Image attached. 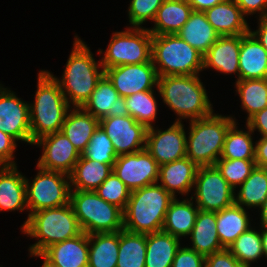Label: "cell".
I'll return each mask as SVG.
<instances>
[{
    "label": "cell",
    "instance_id": "obj_1",
    "mask_svg": "<svg viewBox=\"0 0 267 267\" xmlns=\"http://www.w3.org/2000/svg\"><path fill=\"white\" fill-rule=\"evenodd\" d=\"M65 69L60 77L47 70L59 83L65 99L71 107H83L104 75L100 58L97 60L90 47L77 33Z\"/></svg>",
    "mask_w": 267,
    "mask_h": 267
},
{
    "label": "cell",
    "instance_id": "obj_2",
    "mask_svg": "<svg viewBox=\"0 0 267 267\" xmlns=\"http://www.w3.org/2000/svg\"><path fill=\"white\" fill-rule=\"evenodd\" d=\"M200 78V74L158 78L159 99L174 112L176 122L205 118L215 112L205 83Z\"/></svg>",
    "mask_w": 267,
    "mask_h": 267
},
{
    "label": "cell",
    "instance_id": "obj_3",
    "mask_svg": "<svg viewBox=\"0 0 267 267\" xmlns=\"http://www.w3.org/2000/svg\"><path fill=\"white\" fill-rule=\"evenodd\" d=\"M38 72L34 100L28 102L32 146L39 138L61 131L72 108L53 76L45 69Z\"/></svg>",
    "mask_w": 267,
    "mask_h": 267
},
{
    "label": "cell",
    "instance_id": "obj_4",
    "mask_svg": "<svg viewBox=\"0 0 267 267\" xmlns=\"http://www.w3.org/2000/svg\"><path fill=\"white\" fill-rule=\"evenodd\" d=\"M20 232L36 240L27 250L32 258L39 256L49 246L76 237L83 231L69 203L31 213Z\"/></svg>",
    "mask_w": 267,
    "mask_h": 267
},
{
    "label": "cell",
    "instance_id": "obj_5",
    "mask_svg": "<svg viewBox=\"0 0 267 267\" xmlns=\"http://www.w3.org/2000/svg\"><path fill=\"white\" fill-rule=\"evenodd\" d=\"M213 113L188 121L186 157L199 166H214L219 160L228 129L238 120L235 116Z\"/></svg>",
    "mask_w": 267,
    "mask_h": 267
},
{
    "label": "cell",
    "instance_id": "obj_6",
    "mask_svg": "<svg viewBox=\"0 0 267 267\" xmlns=\"http://www.w3.org/2000/svg\"><path fill=\"white\" fill-rule=\"evenodd\" d=\"M173 199L158 183L131 191L123 211V229L142 234L161 231Z\"/></svg>",
    "mask_w": 267,
    "mask_h": 267
},
{
    "label": "cell",
    "instance_id": "obj_7",
    "mask_svg": "<svg viewBox=\"0 0 267 267\" xmlns=\"http://www.w3.org/2000/svg\"><path fill=\"white\" fill-rule=\"evenodd\" d=\"M151 60L158 77L203 72V54L177 34L152 35Z\"/></svg>",
    "mask_w": 267,
    "mask_h": 267
},
{
    "label": "cell",
    "instance_id": "obj_8",
    "mask_svg": "<svg viewBox=\"0 0 267 267\" xmlns=\"http://www.w3.org/2000/svg\"><path fill=\"white\" fill-rule=\"evenodd\" d=\"M70 204L83 232L114 233L123 229V210L95 191L71 190Z\"/></svg>",
    "mask_w": 267,
    "mask_h": 267
},
{
    "label": "cell",
    "instance_id": "obj_9",
    "mask_svg": "<svg viewBox=\"0 0 267 267\" xmlns=\"http://www.w3.org/2000/svg\"><path fill=\"white\" fill-rule=\"evenodd\" d=\"M125 29L112 32L106 50L99 48L95 53L100 55L104 70L115 66L152 62V34L149 30L146 27L127 26Z\"/></svg>",
    "mask_w": 267,
    "mask_h": 267
},
{
    "label": "cell",
    "instance_id": "obj_10",
    "mask_svg": "<svg viewBox=\"0 0 267 267\" xmlns=\"http://www.w3.org/2000/svg\"><path fill=\"white\" fill-rule=\"evenodd\" d=\"M36 168L37 172L33 179L25 176L29 215L42 209L69 204L70 176L62 172L42 169L38 165Z\"/></svg>",
    "mask_w": 267,
    "mask_h": 267
},
{
    "label": "cell",
    "instance_id": "obj_11",
    "mask_svg": "<svg viewBox=\"0 0 267 267\" xmlns=\"http://www.w3.org/2000/svg\"><path fill=\"white\" fill-rule=\"evenodd\" d=\"M191 198L201 211L217 212L235 203L234 189L215 166H199Z\"/></svg>",
    "mask_w": 267,
    "mask_h": 267
},
{
    "label": "cell",
    "instance_id": "obj_12",
    "mask_svg": "<svg viewBox=\"0 0 267 267\" xmlns=\"http://www.w3.org/2000/svg\"><path fill=\"white\" fill-rule=\"evenodd\" d=\"M0 130L17 142L32 145L29 103L0 82Z\"/></svg>",
    "mask_w": 267,
    "mask_h": 267
},
{
    "label": "cell",
    "instance_id": "obj_13",
    "mask_svg": "<svg viewBox=\"0 0 267 267\" xmlns=\"http://www.w3.org/2000/svg\"><path fill=\"white\" fill-rule=\"evenodd\" d=\"M172 123L167 129L155 125L147 131L145 149L159 166L186 157L187 127L184 121Z\"/></svg>",
    "mask_w": 267,
    "mask_h": 267
},
{
    "label": "cell",
    "instance_id": "obj_14",
    "mask_svg": "<svg viewBox=\"0 0 267 267\" xmlns=\"http://www.w3.org/2000/svg\"><path fill=\"white\" fill-rule=\"evenodd\" d=\"M112 171L130 191L156 184L159 178V165L145 148L118 156Z\"/></svg>",
    "mask_w": 267,
    "mask_h": 267
},
{
    "label": "cell",
    "instance_id": "obj_15",
    "mask_svg": "<svg viewBox=\"0 0 267 267\" xmlns=\"http://www.w3.org/2000/svg\"><path fill=\"white\" fill-rule=\"evenodd\" d=\"M40 148L36 165L50 171L70 175L81 154L61 131L45 135L34 142Z\"/></svg>",
    "mask_w": 267,
    "mask_h": 267
},
{
    "label": "cell",
    "instance_id": "obj_16",
    "mask_svg": "<svg viewBox=\"0 0 267 267\" xmlns=\"http://www.w3.org/2000/svg\"><path fill=\"white\" fill-rule=\"evenodd\" d=\"M99 125L110 138L117 156L138 152L145 148L148 128L133 117H103Z\"/></svg>",
    "mask_w": 267,
    "mask_h": 267
},
{
    "label": "cell",
    "instance_id": "obj_17",
    "mask_svg": "<svg viewBox=\"0 0 267 267\" xmlns=\"http://www.w3.org/2000/svg\"><path fill=\"white\" fill-rule=\"evenodd\" d=\"M121 97L154 90L158 86V74L152 62L121 65L104 70Z\"/></svg>",
    "mask_w": 267,
    "mask_h": 267
},
{
    "label": "cell",
    "instance_id": "obj_18",
    "mask_svg": "<svg viewBox=\"0 0 267 267\" xmlns=\"http://www.w3.org/2000/svg\"><path fill=\"white\" fill-rule=\"evenodd\" d=\"M52 267H88L89 235H80L55 243L46 248L39 256Z\"/></svg>",
    "mask_w": 267,
    "mask_h": 267
},
{
    "label": "cell",
    "instance_id": "obj_19",
    "mask_svg": "<svg viewBox=\"0 0 267 267\" xmlns=\"http://www.w3.org/2000/svg\"><path fill=\"white\" fill-rule=\"evenodd\" d=\"M241 35L220 36L203 55V71L214 70L222 75H234L239 80Z\"/></svg>",
    "mask_w": 267,
    "mask_h": 267
},
{
    "label": "cell",
    "instance_id": "obj_20",
    "mask_svg": "<svg viewBox=\"0 0 267 267\" xmlns=\"http://www.w3.org/2000/svg\"><path fill=\"white\" fill-rule=\"evenodd\" d=\"M18 166H0V213L27 211V219L21 225L22 229L29 219L26 202L25 175L18 170Z\"/></svg>",
    "mask_w": 267,
    "mask_h": 267
},
{
    "label": "cell",
    "instance_id": "obj_21",
    "mask_svg": "<svg viewBox=\"0 0 267 267\" xmlns=\"http://www.w3.org/2000/svg\"><path fill=\"white\" fill-rule=\"evenodd\" d=\"M198 166L188 157L159 166L158 184L174 198L191 197ZM178 193V194H177Z\"/></svg>",
    "mask_w": 267,
    "mask_h": 267
},
{
    "label": "cell",
    "instance_id": "obj_22",
    "mask_svg": "<svg viewBox=\"0 0 267 267\" xmlns=\"http://www.w3.org/2000/svg\"><path fill=\"white\" fill-rule=\"evenodd\" d=\"M82 108L99 120L103 117L129 115L125 98L119 96L105 74L98 81L95 90Z\"/></svg>",
    "mask_w": 267,
    "mask_h": 267
},
{
    "label": "cell",
    "instance_id": "obj_23",
    "mask_svg": "<svg viewBox=\"0 0 267 267\" xmlns=\"http://www.w3.org/2000/svg\"><path fill=\"white\" fill-rule=\"evenodd\" d=\"M208 22L219 36H236L249 33L247 17L235 0H225L204 11Z\"/></svg>",
    "mask_w": 267,
    "mask_h": 267
},
{
    "label": "cell",
    "instance_id": "obj_24",
    "mask_svg": "<svg viewBox=\"0 0 267 267\" xmlns=\"http://www.w3.org/2000/svg\"><path fill=\"white\" fill-rule=\"evenodd\" d=\"M180 198H174L169 204L162 231L185 242L192 232L199 208L191 197Z\"/></svg>",
    "mask_w": 267,
    "mask_h": 267
},
{
    "label": "cell",
    "instance_id": "obj_25",
    "mask_svg": "<svg viewBox=\"0 0 267 267\" xmlns=\"http://www.w3.org/2000/svg\"><path fill=\"white\" fill-rule=\"evenodd\" d=\"M267 78V51L249 32L241 35L239 80Z\"/></svg>",
    "mask_w": 267,
    "mask_h": 267
},
{
    "label": "cell",
    "instance_id": "obj_26",
    "mask_svg": "<svg viewBox=\"0 0 267 267\" xmlns=\"http://www.w3.org/2000/svg\"><path fill=\"white\" fill-rule=\"evenodd\" d=\"M216 225V212L199 210L187 246L204 257L223 250Z\"/></svg>",
    "mask_w": 267,
    "mask_h": 267
},
{
    "label": "cell",
    "instance_id": "obj_27",
    "mask_svg": "<svg viewBox=\"0 0 267 267\" xmlns=\"http://www.w3.org/2000/svg\"><path fill=\"white\" fill-rule=\"evenodd\" d=\"M98 127L99 119L86 112L82 107H72L65 117L61 132L82 154Z\"/></svg>",
    "mask_w": 267,
    "mask_h": 267
},
{
    "label": "cell",
    "instance_id": "obj_28",
    "mask_svg": "<svg viewBox=\"0 0 267 267\" xmlns=\"http://www.w3.org/2000/svg\"><path fill=\"white\" fill-rule=\"evenodd\" d=\"M251 217L253 216L247 209L235 203L216 212V228L223 248L228 249L240 234L255 225L252 223L254 219Z\"/></svg>",
    "mask_w": 267,
    "mask_h": 267
},
{
    "label": "cell",
    "instance_id": "obj_29",
    "mask_svg": "<svg viewBox=\"0 0 267 267\" xmlns=\"http://www.w3.org/2000/svg\"><path fill=\"white\" fill-rule=\"evenodd\" d=\"M192 11L187 0H164L153 20V27L147 29L152 35L177 34Z\"/></svg>",
    "mask_w": 267,
    "mask_h": 267
},
{
    "label": "cell",
    "instance_id": "obj_30",
    "mask_svg": "<svg viewBox=\"0 0 267 267\" xmlns=\"http://www.w3.org/2000/svg\"><path fill=\"white\" fill-rule=\"evenodd\" d=\"M177 35L203 55L220 37L208 22L204 12L192 11Z\"/></svg>",
    "mask_w": 267,
    "mask_h": 267
},
{
    "label": "cell",
    "instance_id": "obj_31",
    "mask_svg": "<svg viewBox=\"0 0 267 267\" xmlns=\"http://www.w3.org/2000/svg\"><path fill=\"white\" fill-rule=\"evenodd\" d=\"M181 242L162 230L146 234L145 267H171Z\"/></svg>",
    "mask_w": 267,
    "mask_h": 267
},
{
    "label": "cell",
    "instance_id": "obj_32",
    "mask_svg": "<svg viewBox=\"0 0 267 267\" xmlns=\"http://www.w3.org/2000/svg\"><path fill=\"white\" fill-rule=\"evenodd\" d=\"M109 164L86 159L82 154L70 176L71 190L94 191L110 175Z\"/></svg>",
    "mask_w": 267,
    "mask_h": 267
},
{
    "label": "cell",
    "instance_id": "obj_33",
    "mask_svg": "<svg viewBox=\"0 0 267 267\" xmlns=\"http://www.w3.org/2000/svg\"><path fill=\"white\" fill-rule=\"evenodd\" d=\"M234 195L235 204L249 211L258 210L267 200V168L256 166Z\"/></svg>",
    "mask_w": 267,
    "mask_h": 267
},
{
    "label": "cell",
    "instance_id": "obj_34",
    "mask_svg": "<svg viewBox=\"0 0 267 267\" xmlns=\"http://www.w3.org/2000/svg\"><path fill=\"white\" fill-rule=\"evenodd\" d=\"M238 125L239 123L235 122L228 129L219 159L255 160V134L246 124V129Z\"/></svg>",
    "mask_w": 267,
    "mask_h": 267
},
{
    "label": "cell",
    "instance_id": "obj_35",
    "mask_svg": "<svg viewBox=\"0 0 267 267\" xmlns=\"http://www.w3.org/2000/svg\"><path fill=\"white\" fill-rule=\"evenodd\" d=\"M119 252V231L89 235L88 267H116Z\"/></svg>",
    "mask_w": 267,
    "mask_h": 267
},
{
    "label": "cell",
    "instance_id": "obj_36",
    "mask_svg": "<svg viewBox=\"0 0 267 267\" xmlns=\"http://www.w3.org/2000/svg\"><path fill=\"white\" fill-rule=\"evenodd\" d=\"M235 95L239 96L241 111L246 112L245 122L255 113L267 107V78L237 80Z\"/></svg>",
    "mask_w": 267,
    "mask_h": 267
},
{
    "label": "cell",
    "instance_id": "obj_37",
    "mask_svg": "<svg viewBox=\"0 0 267 267\" xmlns=\"http://www.w3.org/2000/svg\"><path fill=\"white\" fill-rule=\"evenodd\" d=\"M146 234L119 231V252L116 267H145Z\"/></svg>",
    "mask_w": 267,
    "mask_h": 267
},
{
    "label": "cell",
    "instance_id": "obj_38",
    "mask_svg": "<svg viewBox=\"0 0 267 267\" xmlns=\"http://www.w3.org/2000/svg\"><path fill=\"white\" fill-rule=\"evenodd\" d=\"M156 96L160 97L158 88L125 97L129 115L147 128L155 126L156 123L153 122L159 118L157 117L160 111L158 108L161 104H158L159 100Z\"/></svg>",
    "mask_w": 267,
    "mask_h": 267
},
{
    "label": "cell",
    "instance_id": "obj_39",
    "mask_svg": "<svg viewBox=\"0 0 267 267\" xmlns=\"http://www.w3.org/2000/svg\"><path fill=\"white\" fill-rule=\"evenodd\" d=\"M228 250L245 267H252V264H257V261H261V258L263 260L264 253L260 227L251 226L246 232L238 236Z\"/></svg>",
    "mask_w": 267,
    "mask_h": 267
},
{
    "label": "cell",
    "instance_id": "obj_40",
    "mask_svg": "<svg viewBox=\"0 0 267 267\" xmlns=\"http://www.w3.org/2000/svg\"><path fill=\"white\" fill-rule=\"evenodd\" d=\"M82 155L86 159L109 164L112 168L118 157L110 138L100 125L95 130Z\"/></svg>",
    "mask_w": 267,
    "mask_h": 267
},
{
    "label": "cell",
    "instance_id": "obj_41",
    "mask_svg": "<svg viewBox=\"0 0 267 267\" xmlns=\"http://www.w3.org/2000/svg\"><path fill=\"white\" fill-rule=\"evenodd\" d=\"M228 184L235 190L256 167L255 160L219 159L214 164Z\"/></svg>",
    "mask_w": 267,
    "mask_h": 267
},
{
    "label": "cell",
    "instance_id": "obj_42",
    "mask_svg": "<svg viewBox=\"0 0 267 267\" xmlns=\"http://www.w3.org/2000/svg\"><path fill=\"white\" fill-rule=\"evenodd\" d=\"M106 202L116 205L123 211L127 206L131 191L112 171L102 184L94 190Z\"/></svg>",
    "mask_w": 267,
    "mask_h": 267
},
{
    "label": "cell",
    "instance_id": "obj_43",
    "mask_svg": "<svg viewBox=\"0 0 267 267\" xmlns=\"http://www.w3.org/2000/svg\"><path fill=\"white\" fill-rule=\"evenodd\" d=\"M127 15L128 26L143 28L142 25H147L146 22H153L158 9L163 4L164 0H129Z\"/></svg>",
    "mask_w": 267,
    "mask_h": 267
},
{
    "label": "cell",
    "instance_id": "obj_44",
    "mask_svg": "<svg viewBox=\"0 0 267 267\" xmlns=\"http://www.w3.org/2000/svg\"><path fill=\"white\" fill-rule=\"evenodd\" d=\"M183 244L177 249L171 267H205V257Z\"/></svg>",
    "mask_w": 267,
    "mask_h": 267
},
{
    "label": "cell",
    "instance_id": "obj_45",
    "mask_svg": "<svg viewBox=\"0 0 267 267\" xmlns=\"http://www.w3.org/2000/svg\"><path fill=\"white\" fill-rule=\"evenodd\" d=\"M18 142L10 135L0 130V166H16L18 165L15 152Z\"/></svg>",
    "mask_w": 267,
    "mask_h": 267
},
{
    "label": "cell",
    "instance_id": "obj_46",
    "mask_svg": "<svg viewBox=\"0 0 267 267\" xmlns=\"http://www.w3.org/2000/svg\"><path fill=\"white\" fill-rule=\"evenodd\" d=\"M205 267H245L228 250L223 249L205 257Z\"/></svg>",
    "mask_w": 267,
    "mask_h": 267
},
{
    "label": "cell",
    "instance_id": "obj_47",
    "mask_svg": "<svg viewBox=\"0 0 267 267\" xmlns=\"http://www.w3.org/2000/svg\"><path fill=\"white\" fill-rule=\"evenodd\" d=\"M235 2L247 18L267 14V0H235Z\"/></svg>",
    "mask_w": 267,
    "mask_h": 267
},
{
    "label": "cell",
    "instance_id": "obj_48",
    "mask_svg": "<svg viewBox=\"0 0 267 267\" xmlns=\"http://www.w3.org/2000/svg\"><path fill=\"white\" fill-rule=\"evenodd\" d=\"M244 123L254 134L258 132L260 137H267V107L255 113Z\"/></svg>",
    "mask_w": 267,
    "mask_h": 267
},
{
    "label": "cell",
    "instance_id": "obj_49",
    "mask_svg": "<svg viewBox=\"0 0 267 267\" xmlns=\"http://www.w3.org/2000/svg\"><path fill=\"white\" fill-rule=\"evenodd\" d=\"M257 29H252L250 26L249 32L258 40V42L267 51V14L257 16Z\"/></svg>",
    "mask_w": 267,
    "mask_h": 267
},
{
    "label": "cell",
    "instance_id": "obj_50",
    "mask_svg": "<svg viewBox=\"0 0 267 267\" xmlns=\"http://www.w3.org/2000/svg\"><path fill=\"white\" fill-rule=\"evenodd\" d=\"M256 139L255 163L257 167L267 168V137Z\"/></svg>",
    "mask_w": 267,
    "mask_h": 267
},
{
    "label": "cell",
    "instance_id": "obj_51",
    "mask_svg": "<svg viewBox=\"0 0 267 267\" xmlns=\"http://www.w3.org/2000/svg\"><path fill=\"white\" fill-rule=\"evenodd\" d=\"M225 0H187L193 11L204 12Z\"/></svg>",
    "mask_w": 267,
    "mask_h": 267
},
{
    "label": "cell",
    "instance_id": "obj_52",
    "mask_svg": "<svg viewBox=\"0 0 267 267\" xmlns=\"http://www.w3.org/2000/svg\"><path fill=\"white\" fill-rule=\"evenodd\" d=\"M259 213L258 218H259V223L254 222L258 227H267V200L262 204V206L256 211Z\"/></svg>",
    "mask_w": 267,
    "mask_h": 267
},
{
    "label": "cell",
    "instance_id": "obj_53",
    "mask_svg": "<svg viewBox=\"0 0 267 267\" xmlns=\"http://www.w3.org/2000/svg\"><path fill=\"white\" fill-rule=\"evenodd\" d=\"M260 234L262 239L264 257L267 260V227H260Z\"/></svg>",
    "mask_w": 267,
    "mask_h": 267
},
{
    "label": "cell",
    "instance_id": "obj_54",
    "mask_svg": "<svg viewBox=\"0 0 267 267\" xmlns=\"http://www.w3.org/2000/svg\"><path fill=\"white\" fill-rule=\"evenodd\" d=\"M42 266L41 267H52V266H50V265H48L43 259H42Z\"/></svg>",
    "mask_w": 267,
    "mask_h": 267
}]
</instances>
